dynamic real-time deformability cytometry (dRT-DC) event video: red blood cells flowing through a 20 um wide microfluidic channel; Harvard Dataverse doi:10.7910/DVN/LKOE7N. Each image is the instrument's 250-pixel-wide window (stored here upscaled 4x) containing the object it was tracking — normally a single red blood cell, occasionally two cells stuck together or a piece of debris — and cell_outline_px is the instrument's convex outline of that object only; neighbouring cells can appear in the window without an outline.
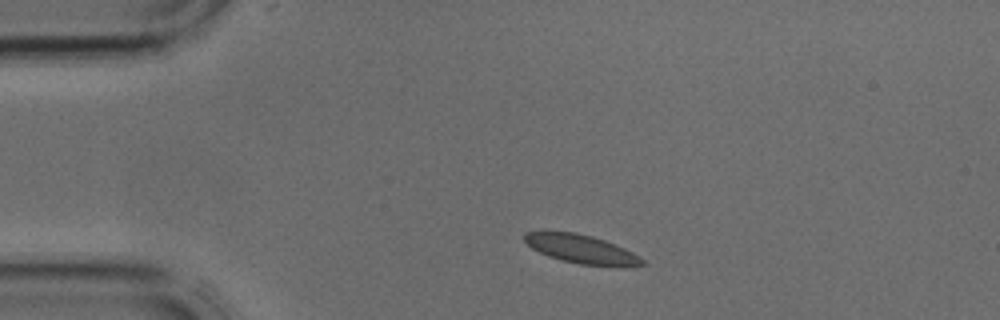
{"species": "common noctule bat (a hibernating species)", "species_latin": "Nyctalus noctula", "temperature_condition": "cold", "stored_images_in_passage": 2, "camera_frame_rate_fps": 3000, "um_per_image_px": 0.085, "animal": {"sex": "male", "body_mass_g": 17.9, "forearm_length_mm": 54.2}, "frame": {"image": 1, "passage_image": 1, "time_ms": 0.0, "image_size_px": [1000, 320], "cell_outline_px": [[644, 264], [616, 268], [580, 264], [560, 260], [548, 256], [532, 248], [524, 240], [524, 232], [576, 232], [592, 236], [604, 240], [624, 248], [632, 252], [644, 260]], "centroid_in_image_um": [49.44, 21.2], "position_along_channel_um": 35.6, "area_um2": 19.71}}